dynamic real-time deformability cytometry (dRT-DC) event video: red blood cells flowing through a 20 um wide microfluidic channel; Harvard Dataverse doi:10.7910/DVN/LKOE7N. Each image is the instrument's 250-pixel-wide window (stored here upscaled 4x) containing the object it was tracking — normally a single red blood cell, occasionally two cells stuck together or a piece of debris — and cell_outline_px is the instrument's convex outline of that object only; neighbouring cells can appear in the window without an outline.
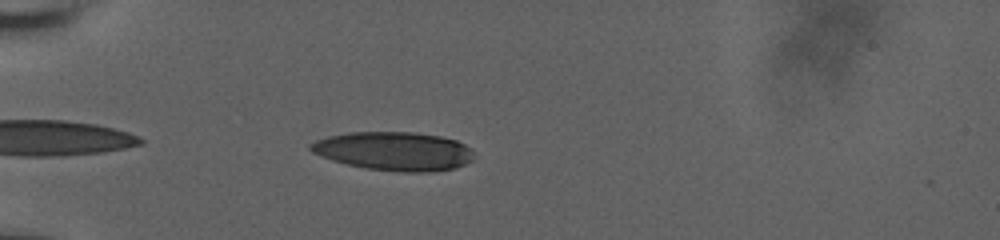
{"species": "human", "species_latin": "Homo sapiens", "temperature_condition": "room temperature", "stored_images_in_passage": 12, "camera_frame_rate_fps": 3000, "um_per_image_px": 0.085, "donor": {"sex": "male"}, "frame": {"image": 1, "passage_image": 2, "time_ms": 0.667, "image_size_px": [1000, 240], "cell_outline_px": [[472, 160], [456, 168], [428, 172], [400, 172], [364, 168], [332, 160], [320, 156], [312, 152], [308, 148], [308, 144], [316, 140], [328, 136], [348, 132], [412, 132], [440, 136], [456, 140], [464, 144], [472, 152]], "centroid_in_image_um": [33.45, 12.85], "position_along_channel_um": 51.5, "area_um2": 36.82}}
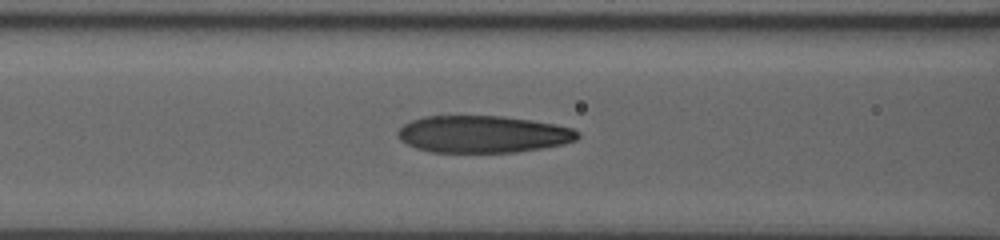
{"frame": {"image": 2, "passage_image": 8, "time_ms": 3.333, "image_size_px": [1000, 240], "cell_outline_px": [[580, 136], [576, 140], [564, 144], [516, 152], [432, 152], [416, 148], [400, 140], [396, 136], [396, 132], [404, 124], [412, 120], [424, 116], [504, 116], [532, 120], [556, 124], [572, 128], [580, 132]], "centroid_in_image_um": [41.05, 11.4], "position_along_channel_um": 125.5, "area_um2": 39.02}}
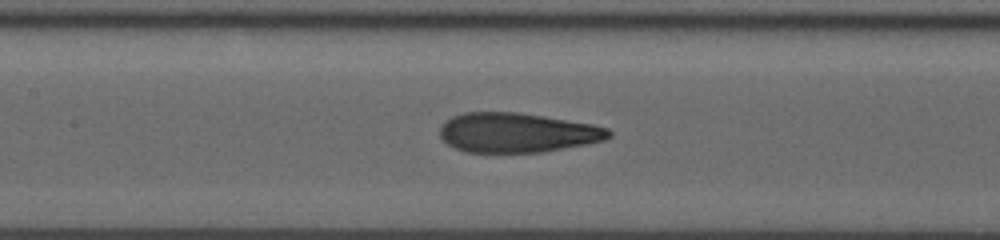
{"frame": {"image": 3, "passage_image": 11, "time_ms": 4.333, "image_size_px": [1000, 240], "cell_outline_px": [[612, 136], [604, 140], [588, 144], [544, 152], [464, 152], [448, 144], [440, 136], [440, 124], [444, 120], [452, 116], [464, 112], [520, 112], [592, 124], [608, 128], [612, 132]], "centroid_in_image_um": [43.95, 11.27], "position_along_channel_um": 163.4, "area_um2": 39.25}}